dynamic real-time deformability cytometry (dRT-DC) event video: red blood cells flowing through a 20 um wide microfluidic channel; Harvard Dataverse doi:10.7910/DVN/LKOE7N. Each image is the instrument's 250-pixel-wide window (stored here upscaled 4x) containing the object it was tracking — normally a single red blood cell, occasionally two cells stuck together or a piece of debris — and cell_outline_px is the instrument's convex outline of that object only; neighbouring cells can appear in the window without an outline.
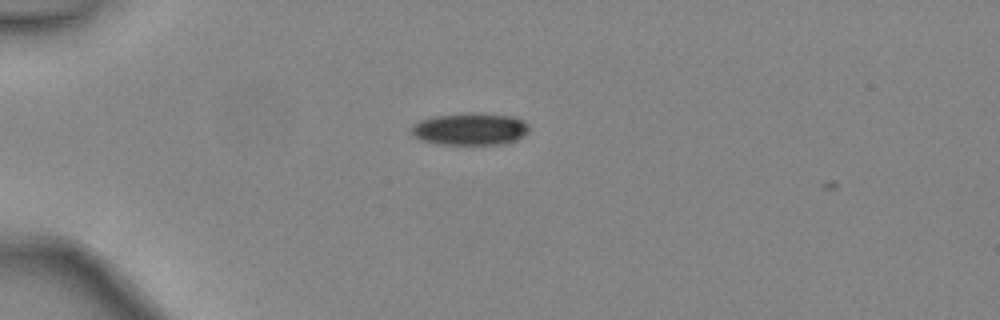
{"species": "common noctule bat (a hibernating species)", "species_latin": "Nyctalus noctula", "temperature_condition": "warm", "stored_images_in_passage": 2, "camera_frame_rate_fps": 3000, "um_per_image_px": 0.085, "animal": {"sex": "female", "body_mass_g": 24.6, "forearm_length_mm": 56.2}, "frame": {"image": 1, "passage_image": 1, "time_ms": 0.0, "image_size_px": [1000, 320], "cell_outline_px": [[528, 132], [524, 136], [516, 140], [504, 144], [436, 144], [420, 140], [412, 136], [412, 124], [420, 120], [432, 116], [468, 112], [480, 112], [512, 116], [524, 120], [528, 124]], "centroid_in_image_um": [39.95, 10.95], "position_along_channel_um": 45.0, "area_um2": 22.54}}